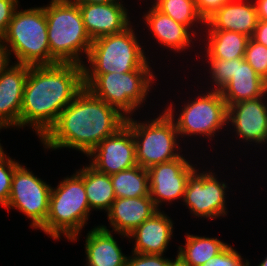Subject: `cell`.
I'll return each mask as SVG.
<instances>
[{"label": "cell", "mask_w": 267, "mask_h": 266, "mask_svg": "<svg viewBox=\"0 0 267 266\" xmlns=\"http://www.w3.org/2000/svg\"><path fill=\"white\" fill-rule=\"evenodd\" d=\"M18 3V0H0V38L6 33Z\"/></svg>", "instance_id": "33"}, {"label": "cell", "mask_w": 267, "mask_h": 266, "mask_svg": "<svg viewBox=\"0 0 267 266\" xmlns=\"http://www.w3.org/2000/svg\"><path fill=\"white\" fill-rule=\"evenodd\" d=\"M256 5L258 20L267 21V0H253Z\"/></svg>", "instance_id": "37"}, {"label": "cell", "mask_w": 267, "mask_h": 266, "mask_svg": "<svg viewBox=\"0 0 267 266\" xmlns=\"http://www.w3.org/2000/svg\"><path fill=\"white\" fill-rule=\"evenodd\" d=\"M202 266H250V262L249 260L243 262L241 255L228 244L220 253L210 258Z\"/></svg>", "instance_id": "31"}, {"label": "cell", "mask_w": 267, "mask_h": 266, "mask_svg": "<svg viewBox=\"0 0 267 266\" xmlns=\"http://www.w3.org/2000/svg\"><path fill=\"white\" fill-rule=\"evenodd\" d=\"M173 221L161 210L135 228L127 238L135 239L132 252L163 254L173 236ZM132 237V238H131Z\"/></svg>", "instance_id": "19"}, {"label": "cell", "mask_w": 267, "mask_h": 266, "mask_svg": "<svg viewBox=\"0 0 267 266\" xmlns=\"http://www.w3.org/2000/svg\"><path fill=\"white\" fill-rule=\"evenodd\" d=\"M51 56L58 63L84 65L92 40L88 35L79 5L71 0H51L44 6Z\"/></svg>", "instance_id": "4"}, {"label": "cell", "mask_w": 267, "mask_h": 266, "mask_svg": "<svg viewBox=\"0 0 267 266\" xmlns=\"http://www.w3.org/2000/svg\"><path fill=\"white\" fill-rule=\"evenodd\" d=\"M149 63L126 73L83 74L84 87L127 118L131 117L145 102L155 80Z\"/></svg>", "instance_id": "6"}, {"label": "cell", "mask_w": 267, "mask_h": 266, "mask_svg": "<svg viewBox=\"0 0 267 266\" xmlns=\"http://www.w3.org/2000/svg\"><path fill=\"white\" fill-rule=\"evenodd\" d=\"M163 255L132 252V255L127 257L126 266H169L170 259Z\"/></svg>", "instance_id": "32"}, {"label": "cell", "mask_w": 267, "mask_h": 266, "mask_svg": "<svg viewBox=\"0 0 267 266\" xmlns=\"http://www.w3.org/2000/svg\"><path fill=\"white\" fill-rule=\"evenodd\" d=\"M86 266H126L127 256L107 226L98 225L86 235Z\"/></svg>", "instance_id": "22"}, {"label": "cell", "mask_w": 267, "mask_h": 266, "mask_svg": "<svg viewBox=\"0 0 267 266\" xmlns=\"http://www.w3.org/2000/svg\"><path fill=\"white\" fill-rule=\"evenodd\" d=\"M2 128L6 129V127L0 125V130H1ZM2 147H3V146H2L1 143H0V156H2V155L5 153Z\"/></svg>", "instance_id": "40"}, {"label": "cell", "mask_w": 267, "mask_h": 266, "mask_svg": "<svg viewBox=\"0 0 267 266\" xmlns=\"http://www.w3.org/2000/svg\"><path fill=\"white\" fill-rule=\"evenodd\" d=\"M83 88V65L57 63L29 66L20 112V128L30 125L41 139Z\"/></svg>", "instance_id": "1"}, {"label": "cell", "mask_w": 267, "mask_h": 266, "mask_svg": "<svg viewBox=\"0 0 267 266\" xmlns=\"http://www.w3.org/2000/svg\"><path fill=\"white\" fill-rule=\"evenodd\" d=\"M85 29L91 40L118 34L131 25L128 10L118 0L111 3L78 4Z\"/></svg>", "instance_id": "15"}, {"label": "cell", "mask_w": 267, "mask_h": 266, "mask_svg": "<svg viewBox=\"0 0 267 266\" xmlns=\"http://www.w3.org/2000/svg\"><path fill=\"white\" fill-rule=\"evenodd\" d=\"M72 2L76 4H92V3H98V4H104V3H111L118 0H71Z\"/></svg>", "instance_id": "38"}, {"label": "cell", "mask_w": 267, "mask_h": 266, "mask_svg": "<svg viewBox=\"0 0 267 266\" xmlns=\"http://www.w3.org/2000/svg\"><path fill=\"white\" fill-rule=\"evenodd\" d=\"M266 94L227 106V123H231L237 137L245 142L267 143ZM236 129V130H235Z\"/></svg>", "instance_id": "14"}, {"label": "cell", "mask_w": 267, "mask_h": 266, "mask_svg": "<svg viewBox=\"0 0 267 266\" xmlns=\"http://www.w3.org/2000/svg\"><path fill=\"white\" fill-rule=\"evenodd\" d=\"M226 105L252 100L267 94L265 80L244 58L235 59L234 76L220 90Z\"/></svg>", "instance_id": "21"}, {"label": "cell", "mask_w": 267, "mask_h": 266, "mask_svg": "<svg viewBox=\"0 0 267 266\" xmlns=\"http://www.w3.org/2000/svg\"><path fill=\"white\" fill-rule=\"evenodd\" d=\"M207 63L210 64L209 73L212 79L211 84H215V87H212L210 90L220 91L234 76L235 59H208Z\"/></svg>", "instance_id": "29"}, {"label": "cell", "mask_w": 267, "mask_h": 266, "mask_svg": "<svg viewBox=\"0 0 267 266\" xmlns=\"http://www.w3.org/2000/svg\"><path fill=\"white\" fill-rule=\"evenodd\" d=\"M116 198L149 196L148 171L139 165L110 175Z\"/></svg>", "instance_id": "25"}, {"label": "cell", "mask_w": 267, "mask_h": 266, "mask_svg": "<svg viewBox=\"0 0 267 266\" xmlns=\"http://www.w3.org/2000/svg\"><path fill=\"white\" fill-rule=\"evenodd\" d=\"M244 59L264 80L267 79V47L256 42L252 37L247 43Z\"/></svg>", "instance_id": "28"}, {"label": "cell", "mask_w": 267, "mask_h": 266, "mask_svg": "<svg viewBox=\"0 0 267 266\" xmlns=\"http://www.w3.org/2000/svg\"><path fill=\"white\" fill-rule=\"evenodd\" d=\"M197 11L204 21L231 0H194Z\"/></svg>", "instance_id": "34"}, {"label": "cell", "mask_w": 267, "mask_h": 266, "mask_svg": "<svg viewBox=\"0 0 267 266\" xmlns=\"http://www.w3.org/2000/svg\"><path fill=\"white\" fill-rule=\"evenodd\" d=\"M83 181L90 210L108 212L116 196L110 175L97 171L90 164L83 167Z\"/></svg>", "instance_id": "24"}, {"label": "cell", "mask_w": 267, "mask_h": 266, "mask_svg": "<svg viewBox=\"0 0 267 266\" xmlns=\"http://www.w3.org/2000/svg\"><path fill=\"white\" fill-rule=\"evenodd\" d=\"M51 185L19 164L12 177L9 200L5 208L20 210L31 219L32 228H41L47 219Z\"/></svg>", "instance_id": "10"}, {"label": "cell", "mask_w": 267, "mask_h": 266, "mask_svg": "<svg viewBox=\"0 0 267 266\" xmlns=\"http://www.w3.org/2000/svg\"><path fill=\"white\" fill-rule=\"evenodd\" d=\"M169 266H191L180 255L177 254L176 259L170 260Z\"/></svg>", "instance_id": "39"}, {"label": "cell", "mask_w": 267, "mask_h": 266, "mask_svg": "<svg viewBox=\"0 0 267 266\" xmlns=\"http://www.w3.org/2000/svg\"><path fill=\"white\" fill-rule=\"evenodd\" d=\"M1 38L10 54L15 55L16 63L29 66L58 63L50 54L44 6L16 9Z\"/></svg>", "instance_id": "5"}, {"label": "cell", "mask_w": 267, "mask_h": 266, "mask_svg": "<svg viewBox=\"0 0 267 266\" xmlns=\"http://www.w3.org/2000/svg\"><path fill=\"white\" fill-rule=\"evenodd\" d=\"M90 211L81 168L51 189L47 219L40 230L55 240L65 235L69 241H76Z\"/></svg>", "instance_id": "3"}, {"label": "cell", "mask_w": 267, "mask_h": 266, "mask_svg": "<svg viewBox=\"0 0 267 266\" xmlns=\"http://www.w3.org/2000/svg\"><path fill=\"white\" fill-rule=\"evenodd\" d=\"M196 169L190 160L183 157V154L147 169L149 196L158 210L163 202L172 203L174 200L184 199L188 178Z\"/></svg>", "instance_id": "12"}, {"label": "cell", "mask_w": 267, "mask_h": 266, "mask_svg": "<svg viewBox=\"0 0 267 266\" xmlns=\"http://www.w3.org/2000/svg\"><path fill=\"white\" fill-rule=\"evenodd\" d=\"M125 124L132 131L136 162L142 168L148 169L181 156L175 122L165 110L148 122L141 123L128 117Z\"/></svg>", "instance_id": "8"}, {"label": "cell", "mask_w": 267, "mask_h": 266, "mask_svg": "<svg viewBox=\"0 0 267 266\" xmlns=\"http://www.w3.org/2000/svg\"><path fill=\"white\" fill-rule=\"evenodd\" d=\"M158 209L150 196L116 198L107 212L112 232L126 237L145 220L151 218Z\"/></svg>", "instance_id": "18"}, {"label": "cell", "mask_w": 267, "mask_h": 266, "mask_svg": "<svg viewBox=\"0 0 267 266\" xmlns=\"http://www.w3.org/2000/svg\"><path fill=\"white\" fill-rule=\"evenodd\" d=\"M185 241L184 247L179 246L178 255L191 266L205 265L228 245L215 237H201L190 233H187Z\"/></svg>", "instance_id": "26"}, {"label": "cell", "mask_w": 267, "mask_h": 266, "mask_svg": "<svg viewBox=\"0 0 267 266\" xmlns=\"http://www.w3.org/2000/svg\"><path fill=\"white\" fill-rule=\"evenodd\" d=\"M256 5L252 0H231L205 21L206 30L233 31L252 37L257 27Z\"/></svg>", "instance_id": "17"}, {"label": "cell", "mask_w": 267, "mask_h": 266, "mask_svg": "<svg viewBox=\"0 0 267 266\" xmlns=\"http://www.w3.org/2000/svg\"><path fill=\"white\" fill-rule=\"evenodd\" d=\"M198 171L196 169L188 178L183 203L198 218L206 217L210 220L226 216V183H220L210 170L202 173Z\"/></svg>", "instance_id": "11"}, {"label": "cell", "mask_w": 267, "mask_h": 266, "mask_svg": "<svg viewBox=\"0 0 267 266\" xmlns=\"http://www.w3.org/2000/svg\"><path fill=\"white\" fill-rule=\"evenodd\" d=\"M178 118L174 119L172 104L165 111L173 118L179 136L201 135L209 140L227 123V105L220 91H206L190 103L183 105ZM209 136V137H208ZM211 137V138H210Z\"/></svg>", "instance_id": "9"}, {"label": "cell", "mask_w": 267, "mask_h": 266, "mask_svg": "<svg viewBox=\"0 0 267 266\" xmlns=\"http://www.w3.org/2000/svg\"><path fill=\"white\" fill-rule=\"evenodd\" d=\"M153 5L162 13L171 17L177 23L194 30L196 24L205 21L199 15L194 0H154ZM194 23H196L194 25ZM194 25V26H193Z\"/></svg>", "instance_id": "27"}, {"label": "cell", "mask_w": 267, "mask_h": 266, "mask_svg": "<svg viewBox=\"0 0 267 266\" xmlns=\"http://www.w3.org/2000/svg\"><path fill=\"white\" fill-rule=\"evenodd\" d=\"M258 266H267V256L265 257V259L261 263H259Z\"/></svg>", "instance_id": "41"}, {"label": "cell", "mask_w": 267, "mask_h": 266, "mask_svg": "<svg viewBox=\"0 0 267 266\" xmlns=\"http://www.w3.org/2000/svg\"><path fill=\"white\" fill-rule=\"evenodd\" d=\"M130 25L123 32L93 40L83 74L126 73L141 68L149 59ZM91 67V68H89Z\"/></svg>", "instance_id": "7"}, {"label": "cell", "mask_w": 267, "mask_h": 266, "mask_svg": "<svg viewBox=\"0 0 267 266\" xmlns=\"http://www.w3.org/2000/svg\"><path fill=\"white\" fill-rule=\"evenodd\" d=\"M29 65L14 63L0 75V125L20 128V112Z\"/></svg>", "instance_id": "16"}, {"label": "cell", "mask_w": 267, "mask_h": 266, "mask_svg": "<svg viewBox=\"0 0 267 266\" xmlns=\"http://www.w3.org/2000/svg\"><path fill=\"white\" fill-rule=\"evenodd\" d=\"M252 38L267 47V21L258 20L257 27Z\"/></svg>", "instance_id": "35"}, {"label": "cell", "mask_w": 267, "mask_h": 266, "mask_svg": "<svg viewBox=\"0 0 267 266\" xmlns=\"http://www.w3.org/2000/svg\"><path fill=\"white\" fill-rule=\"evenodd\" d=\"M126 119L84 87L40 140L45 149L72 148L87 155L125 125Z\"/></svg>", "instance_id": "2"}, {"label": "cell", "mask_w": 267, "mask_h": 266, "mask_svg": "<svg viewBox=\"0 0 267 266\" xmlns=\"http://www.w3.org/2000/svg\"><path fill=\"white\" fill-rule=\"evenodd\" d=\"M87 157H90L93 168L107 175L136 166L135 141L131 129L123 125L101 141Z\"/></svg>", "instance_id": "13"}, {"label": "cell", "mask_w": 267, "mask_h": 266, "mask_svg": "<svg viewBox=\"0 0 267 266\" xmlns=\"http://www.w3.org/2000/svg\"><path fill=\"white\" fill-rule=\"evenodd\" d=\"M17 161L8 157L5 153L0 156V205L5 207L9 200L12 177L15 168L19 165Z\"/></svg>", "instance_id": "30"}, {"label": "cell", "mask_w": 267, "mask_h": 266, "mask_svg": "<svg viewBox=\"0 0 267 266\" xmlns=\"http://www.w3.org/2000/svg\"><path fill=\"white\" fill-rule=\"evenodd\" d=\"M151 6L143 17L145 24L149 27L148 30L152 31L154 38L159 42L158 44L177 53L189 49L187 46L189 47L193 42L192 38L196 37V30L193 31L189 27L177 23L154 5Z\"/></svg>", "instance_id": "20"}, {"label": "cell", "mask_w": 267, "mask_h": 266, "mask_svg": "<svg viewBox=\"0 0 267 266\" xmlns=\"http://www.w3.org/2000/svg\"><path fill=\"white\" fill-rule=\"evenodd\" d=\"M205 48L207 59L233 60L244 58L247 43L250 39L245 34L226 31L208 30Z\"/></svg>", "instance_id": "23"}, {"label": "cell", "mask_w": 267, "mask_h": 266, "mask_svg": "<svg viewBox=\"0 0 267 266\" xmlns=\"http://www.w3.org/2000/svg\"><path fill=\"white\" fill-rule=\"evenodd\" d=\"M10 55L9 49L0 38V75L9 67L11 62Z\"/></svg>", "instance_id": "36"}]
</instances>
